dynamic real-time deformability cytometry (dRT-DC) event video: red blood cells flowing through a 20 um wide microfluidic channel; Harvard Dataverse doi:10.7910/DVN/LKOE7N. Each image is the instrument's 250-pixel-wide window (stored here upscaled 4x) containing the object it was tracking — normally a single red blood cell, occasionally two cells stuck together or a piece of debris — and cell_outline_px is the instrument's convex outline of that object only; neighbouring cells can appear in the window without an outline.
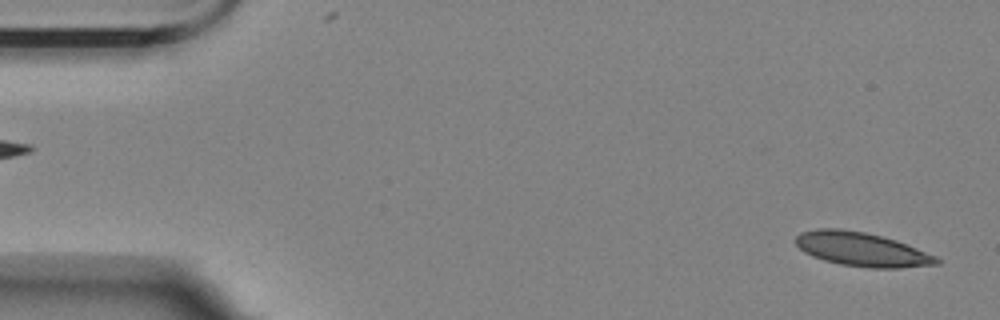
{"species": "Egyptian fruit bat (a non-hibernating species)", "species_latin": "Rousettus aegyptiacus", "temperature_condition": "room temperature", "stored_images_in_passage": 4, "camera_frame_rate_fps": 3000, "um_per_image_px": 0.085, "animal": {"sex": "female"}, "frame": {"image": 1, "passage_image": 1, "time_ms": 0.0, "image_size_px": [1000, 320], "cell_outline_px": [[940, 264], [900, 268], [868, 268], [840, 264], [824, 260], [812, 256], [804, 252], [796, 244], [796, 236], [800, 232], [816, 228], [840, 228], [864, 232], [896, 240], [936, 256], [940, 260]], "centroid_in_image_um": [73.23, 21.19], "position_along_channel_um": 11.8, "area_um2": 27.86}}
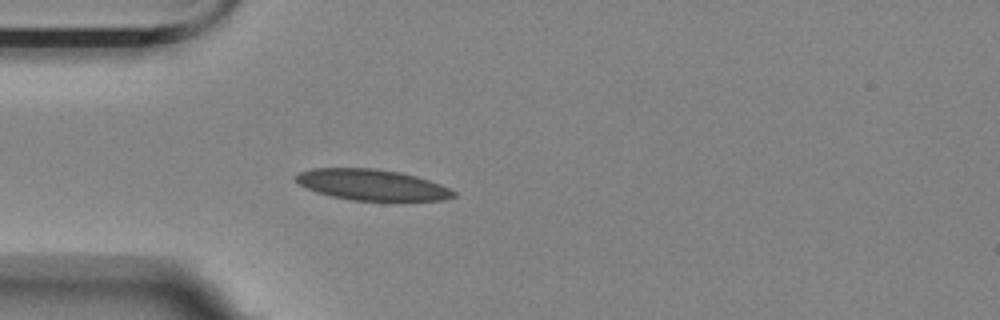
{"frame": {"image": 2, "passage_image": 4, "time_ms": 4.333, "image_size_px": [1000, 320], "cell_outline_px": [[456, 196], [444, 200], [352, 200], [332, 196], [316, 192], [300, 184], [296, 180], [296, 176], [300, 172], [312, 168], [376, 168], [400, 172], [416, 176], [440, 184], [456, 192]], "centroid_in_image_um": [31.63, 15.7], "position_along_channel_um": 53.4, "area_um2": 28.15}}